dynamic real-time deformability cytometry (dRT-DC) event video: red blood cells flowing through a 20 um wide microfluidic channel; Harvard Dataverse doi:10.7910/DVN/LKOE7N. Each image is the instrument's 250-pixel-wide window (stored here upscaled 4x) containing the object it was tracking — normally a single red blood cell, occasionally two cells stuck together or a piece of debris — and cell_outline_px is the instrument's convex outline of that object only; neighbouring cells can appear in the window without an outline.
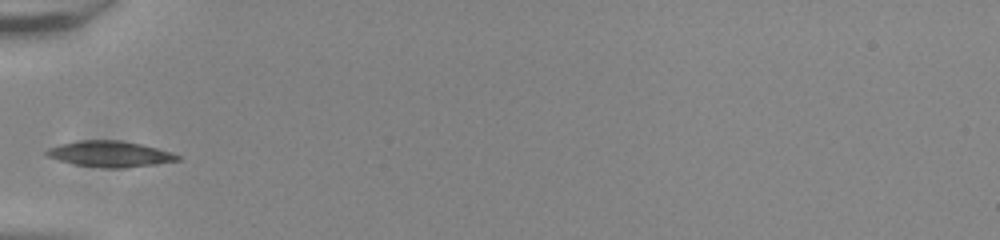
{"species": "common noctule bat (a hibernating species)", "species_latin": "Nyctalus noctula", "temperature_condition": "room temperature", "stored_images_in_passage": 35, "camera_frame_rate_fps": 3000, "um_per_image_px": 0.085, "animal": {"sex": "male", "body_mass_g": 20.0, "forearm_length_mm": 53.3}, "frame": {"image": 1, "passage_image": 1, "time_ms": 0.0, "image_size_px": [1000, 240], "cell_outline_px": [[180, 160], [156, 164], [124, 168], [108, 168], [76, 164], [56, 160], [48, 156], [44, 152], [48, 148], [60, 144], [80, 140], [120, 140], [140, 144], [172, 152], [180, 156]], "centroid_in_image_um": [9.34, 13.08], "position_along_channel_um": 75.7, "area_um2": 19.65}}
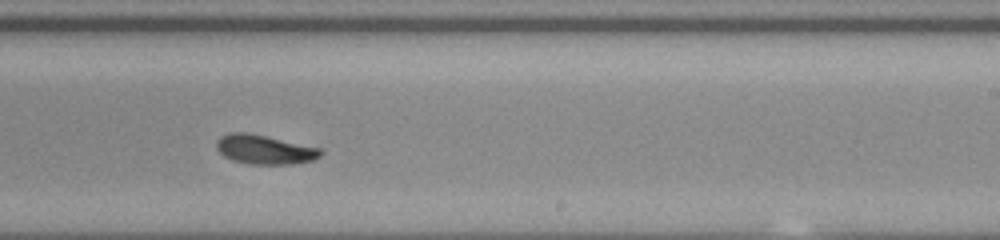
{"frame": {"image": 2, "passage_image": 16, "time_ms": 5.0, "image_size_px": [1000, 240], "cell_outline_px": [[324, 152], [320, 156], [312, 160], [292, 164], [248, 164], [232, 160], [224, 156], [216, 148], [216, 144], [220, 136], [228, 132], [248, 132], [320, 148]], "centroid_in_image_um": [22.46, 12.7], "position_along_channel_um": 266.5, "area_um2": 17.74}}
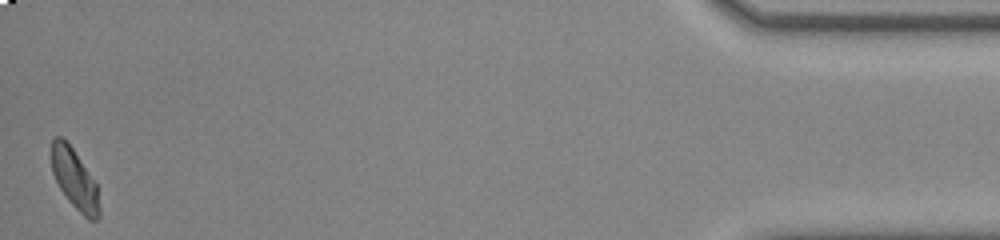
{"frame": {"image": 3, "passage_image": 35, "time_ms": 11.333, "image_size_px": [1000, 240], "cell_outline_px": [[100, 216], [96, 220], [88, 220], [68, 200], [60, 188], [52, 172], [52, 140], [56, 136], [60, 136], [72, 148], [96, 184], [100, 208]], "centroid_in_image_um": [6.35, 15.27], "position_along_channel_um": 428.8, "area_um2": 16.3}, "authors_computed_cell_mechanics": {"area_um2": 17.6868, "velocity_mm_per_s": 3.8262, "shape_relaxation_time_tau1_ms": 3.5814, "shape_relaxation_time_tau2_ms": 5.3598, "deformation_change_tau1": 0.1232, "deformation_change_tau2": 0.0846}}